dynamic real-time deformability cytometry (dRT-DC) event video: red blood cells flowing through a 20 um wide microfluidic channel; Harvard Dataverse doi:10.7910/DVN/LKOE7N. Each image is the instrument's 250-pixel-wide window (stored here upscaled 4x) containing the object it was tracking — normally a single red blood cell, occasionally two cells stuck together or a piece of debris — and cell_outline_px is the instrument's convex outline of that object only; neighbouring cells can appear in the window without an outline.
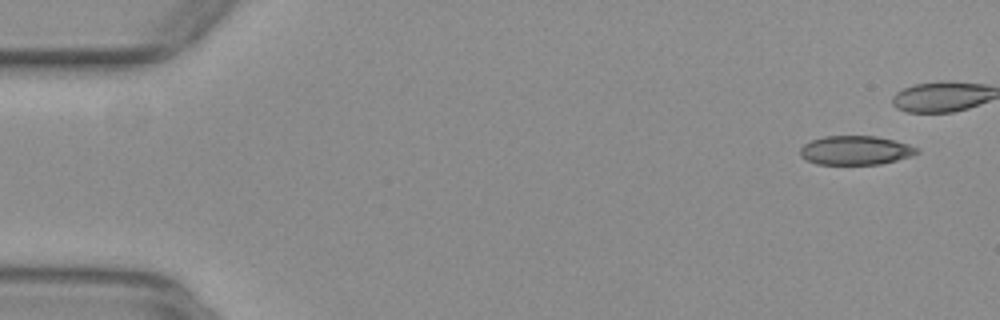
{"species": "common noctule bat (a hibernating species)", "species_latin": "Nyctalus noctula", "temperature_condition": "warm", "stored_images_in_passage": 4, "camera_frame_rate_fps": 3000, "um_per_image_px": 0.085, "animal": {"sex": "female", "body_mass_g": 29.2, "forearm_length_mm": 56.3}, "frame": {"image": 1, "passage_image": 1, "time_ms": 0.0, "image_size_px": [1000, 320], "cell_outline_px": [[920, 152], [912, 156], [880, 164], [816, 164], [800, 156], [800, 148], [804, 144], [812, 140], [824, 136], [876, 136], [896, 140], [908, 144], [916, 148]], "centroid_in_image_um": [72.72, 12.77], "position_along_channel_um": 12.3, "area_um2": 19.71}}